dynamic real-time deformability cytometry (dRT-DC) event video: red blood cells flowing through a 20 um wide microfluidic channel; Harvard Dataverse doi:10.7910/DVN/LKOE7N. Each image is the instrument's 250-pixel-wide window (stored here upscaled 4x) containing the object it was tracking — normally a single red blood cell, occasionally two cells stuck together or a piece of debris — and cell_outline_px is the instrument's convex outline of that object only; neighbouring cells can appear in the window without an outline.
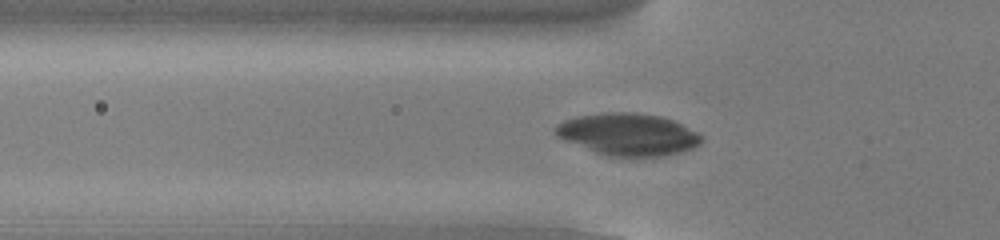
{"species": "common noctule bat (a hibernating species)", "species_latin": "Nyctalus noctula", "temperature_condition": "cold", "stored_images_in_passage": 38, "camera_frame_rate_fps": 3000, "um_per_image_px": 0.085, "animal": {"sex": "male", "body_mass_g": 13.0, "forearm_length_mm": 53.1}, "frame": {"image": 1, "passage_image": 3, "time_ms": 0.667, "image_size_px": [1000, 240], "cell_outline_px": [[704, 140], [700, 144], [692, 148], [680, 152], [664, 156], [608, 156], [596, 152], [564, 140], [556, 132], [556, 124], [564, 120], [580, 116], [608, 112], [636, 112], [660, 116], [672, 120], [704, 136]], "centroid_in_image_um": [53.43, 11.42], "position_along_channel_um": 72.4, "area_um2": 35.43}}
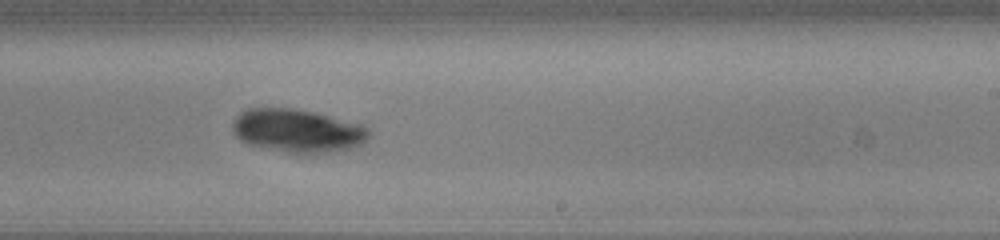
{"frame": {"image": 2, "passage_image": 18, "time_ms": 5.667, "image_size_px": [1000, 240], "cell_outline_px": [[368, 136], [364, 144], [348, 148], [328, 152], [288, 152], [248, 144], [240, 140], [232, 132], [232, 124], [236, 116], [240, 112], [248, 108], [292, 108], [312, 112], [360, 124], [368, 128]], "centroid_in_image_um": [25.23, 11.1], "position_along_channel_um": 263.8, "area_um2": 33.81}}
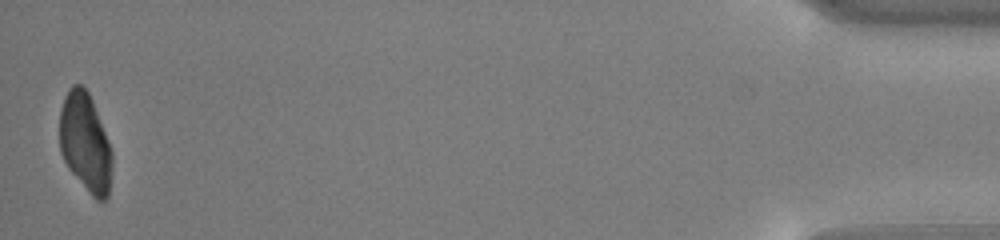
{"frame": {"image": 3, "passage_image": 38, "time_ms": 12.333, "image_size_px": [1000, 240], "cell_outline_px": [[112, 168], [108, 196], [104, 200], [96, 200], [88, 192], [68, 168], [60, 152], [60, 108], [64, 96], [68, 88], [72, 84], [80, 84], [88, 92], [92, 100], [112, 152]], "centroid_in_image_um": [7.23, 12.12], "position_along_channel_um": 428.0, "area_um2": 30.11}}